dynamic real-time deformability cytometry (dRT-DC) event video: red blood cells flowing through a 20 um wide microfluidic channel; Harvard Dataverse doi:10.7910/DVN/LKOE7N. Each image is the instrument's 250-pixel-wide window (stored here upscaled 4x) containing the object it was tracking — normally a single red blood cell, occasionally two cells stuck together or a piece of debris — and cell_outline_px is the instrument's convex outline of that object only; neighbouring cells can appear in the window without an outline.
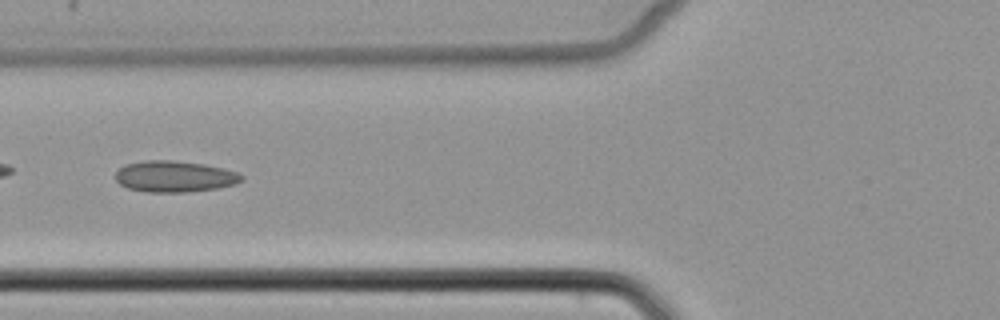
{"species": "common noctule bat (a hibernating species)", "species_latin": "Nyctalus noctula", "temperature_condition": "cold", "stored_images_in_passage": 5, "camera_frame_rate_fps": 3000, "um_per_image_px": 0.085, "animal": {"sex": "female", "body_mass_g": 22.7, "forearm_length_mm": 54.2}, "frame": {"image": 1, "passage_image": 4, "time_ms": 3.667, "image_size_px": [1000, 320], "cell_outline_px": [[244, 180], [232, 184], [216, 188], [184, 192], [148, 192], [128, 188], [120, 184], [116, 180], [116, 172], [124, 164], [144, 160], [172, 160], [204, 164], [224, 168], [240, 172], [244, 176]], "centroid_in_image_um": [14.85, 14.99], "position_along_channel_um": 111.0, "area_um2": 23.0}}
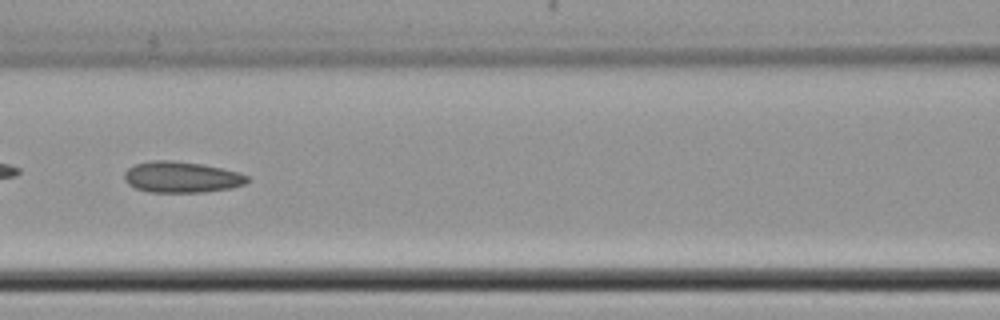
{"frame": {"image": 2, "passage_image": 5, "time_ms": 4.667, "image_size_px": [1000, 320], "cell_outline_px": [[252, 180], [244, 184], [232, 188], [204, 192], [148, 192], [136, 188], [128, 184], [124, 180], [124, 172], [128, 168], [136, 164], [152, 160], [172, 160], [200, 164], [240, 172], [248, 176]], "centroid_in_image_um": [15.44, 15.06], "position_along_channel_um": 151.2, "area_um2": 22.37}}